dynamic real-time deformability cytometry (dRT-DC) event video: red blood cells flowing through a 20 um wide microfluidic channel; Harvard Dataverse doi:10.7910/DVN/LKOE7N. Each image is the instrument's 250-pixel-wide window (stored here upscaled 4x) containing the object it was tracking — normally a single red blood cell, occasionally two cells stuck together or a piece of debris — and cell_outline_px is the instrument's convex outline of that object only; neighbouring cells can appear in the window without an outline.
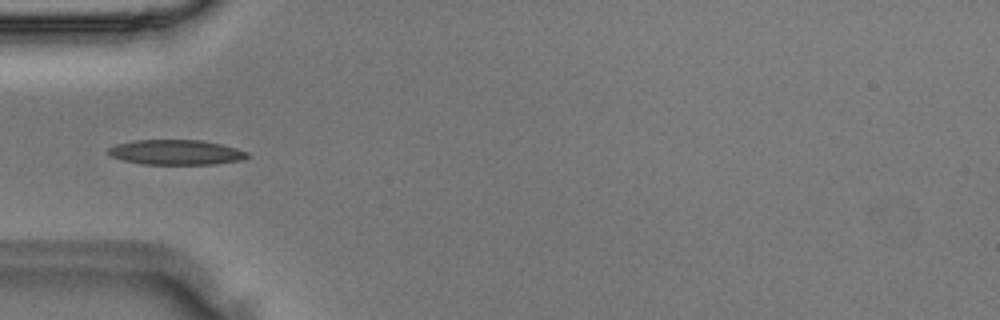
{"species": "Egyptian fruit bat (a non-hibernating species)", "species_latin": "Rousettus aegyptiacus", "temperature_condition": "room temperature", "stored_images_in_passage": 20, "camera_frame_rate_fps": 3000, "um_per_image_px": 0.085, "animal": {"sex": "male"}, "frame": {"image": 1, "passage_image": 4, "time_ms": 1.0, "image_size_px": [1000, 320], "cell_outline_px": [[252, 156], [244, 160], [212, 164], [144, 164], [124, 160], [112, 156], [108, 152], [108, 148], [116, 144], [136, 140], [200, 140], [220, 144], [236, 148], [248, 152]], "centroid_in_image_um": [15.02, 12.94], "position_along_channel_um": 70.0, "area_um2": 20.17}}